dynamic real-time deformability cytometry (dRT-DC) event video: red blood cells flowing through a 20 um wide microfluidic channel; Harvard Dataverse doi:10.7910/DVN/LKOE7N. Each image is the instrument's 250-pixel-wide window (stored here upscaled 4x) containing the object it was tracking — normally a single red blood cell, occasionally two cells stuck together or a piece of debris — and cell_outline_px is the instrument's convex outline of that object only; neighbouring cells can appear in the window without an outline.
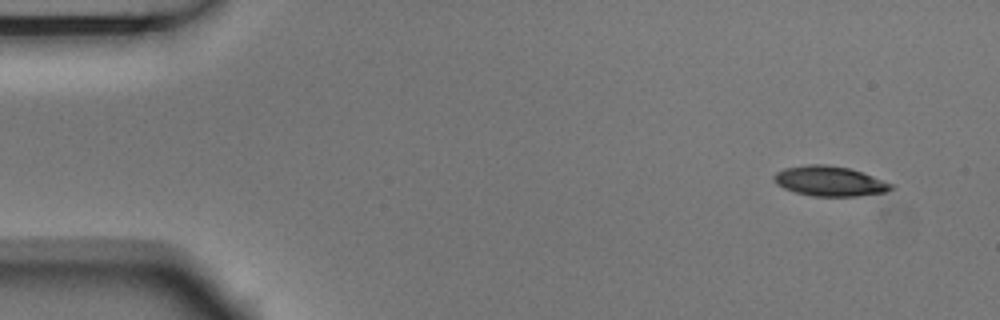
{"species": "Egyptian fruit bat (a non-hibernating species)", "species_latin": "Rousettus aegyptiacus", "temperature_condition": "room temperature", "stored_images_in_passage": 5, "camera_frame_rate_fps": 3000, "um_per_image_px": 0.085, "animal": {"sex": "male"}, "frame": {"image": 1, "passage_image": 2, "time_ms": 0.333, "image_size_px": [1000, 320], "cell_outline_px": [[896, 188], [884, 192], [860, 196], [812, 196], [796, 192], [784, 188], [776, 184], [772, 180], [772, 176], [776, 172], [784, 168], [808, 164], [824, 164], [848, 168], [896, 184]], "centroid_in_image_um": [70.52, 15.4], "position_along_channel_um": 14.5, "area_um2": 20.58}}
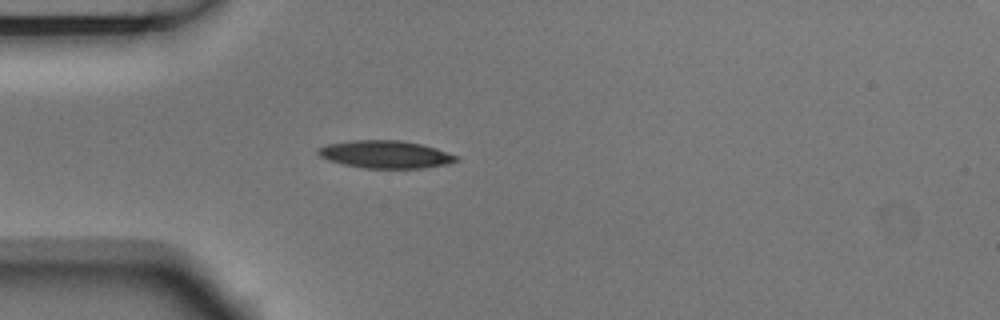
{"frame": {"image": 2, "passage_image": 5, "time_ms": 1.333, "image_size_px": [1000, 320], "cell_outline_px": [[460, 160], [448, 164], [420, 168], [364, 168], [344, 164], [328, 160], [320, 156], [316, 152], [316, 148], [328, 144], [352, 140], [400, 140], [420, 144], [436, 148], [460, 156]], "centroid_in_image_um": [32.78, 13.12], "position_along_channel_um": 52.2, "area_um2": 22.31}}